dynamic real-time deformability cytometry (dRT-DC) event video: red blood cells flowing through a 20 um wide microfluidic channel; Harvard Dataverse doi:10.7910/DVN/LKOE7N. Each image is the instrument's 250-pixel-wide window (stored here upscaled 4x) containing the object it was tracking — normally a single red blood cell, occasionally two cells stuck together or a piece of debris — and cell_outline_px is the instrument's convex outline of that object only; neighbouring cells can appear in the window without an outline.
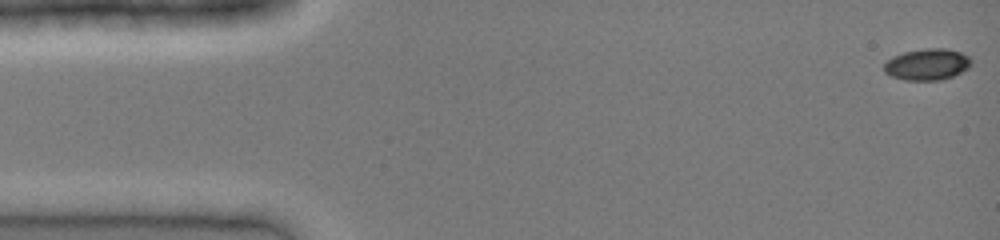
{"species": "common noctule bat (a hibernating species)", "species_latin": "Nyctalus noctula", "temperature_condition": "cold", "stored_images_in_passage": 5, "camera_frame_rate_fps": 3000, "um_per_image_px": 0.085, "animal": {"sex": "female", "body_mass_g": 19.0, "forearm_length_mm": 51.5}, "frame": {"image": 1, "passage_image": 1, "time_ms": 0.0, "image_size_px": [1000, 240], "cell_outline_px": [[972, 64], [968, 68], [952, 76], [940, 80], [904, 80], [892, 76], [884, 72], [884, 64], [892, 56], [904, 52], [924, 48], [948, 48], [960, 52], [968, 56], [972, 60]], "centroid_in_image_um": [78.81, 5.46], "position_along_channel_um": 6.2, "area_um2": 16.01}}
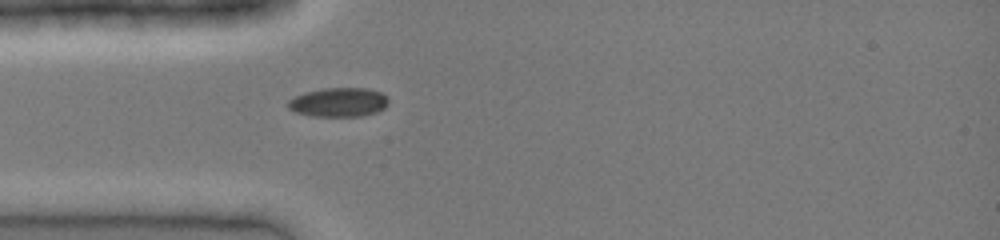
{"frame": {"image": 2, "passage_image": 5, "time_ms": 1.333, "image_size_px": [1000, 240], "cell_outline_px": [[388, 104], [384, 108], [376, 112], [360, 116], [312, 116], [296, 112], [288, 108], [288, 100], [304, 92], [324, 88], [368, 88], [380, 92], [388, 100]], "centroid_in_image_um": [28.77, 8.69], "position_along_channel_um": 56.2, "area_um2": 16.94}}